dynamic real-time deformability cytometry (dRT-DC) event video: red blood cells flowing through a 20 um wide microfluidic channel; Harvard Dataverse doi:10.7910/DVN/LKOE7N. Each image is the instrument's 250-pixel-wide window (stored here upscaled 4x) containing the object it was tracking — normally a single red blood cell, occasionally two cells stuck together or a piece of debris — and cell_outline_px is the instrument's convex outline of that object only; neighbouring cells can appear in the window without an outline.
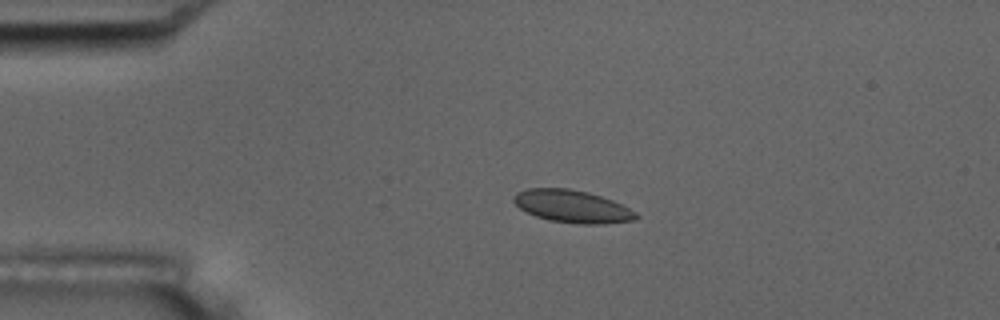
{"species": "common noctule bat (a hibernating species)", "species_latin": "Nyctalus noctula", "temperature_condition": "room temperature", "stored_images_in_passage": 4, "camera_frame_rate_fps": 3000, "um_per_image_px": 0.085, "animal": {"sex": "male", "body_mass_g": 17.5, "forearm_length_mm": 52.3}, "frame": {"image": 1, "passage_image": 3, "time_ms": 0.667, "image_size_px": [1000, 320], "cell_outline_px": [[640, 216], [636, 220], [604, 224], [580, 224], [548, 220], [536, 216], [520, 208], [512, 200], [512, 196], [516, 192], [528, 188], [568, 188], [588, 192], [612, 200], [636, 212]], "centroid_in_image_um": [48.64, 17.54], "position_along_channel_um": 36.4, "area_um2": 23.24}}